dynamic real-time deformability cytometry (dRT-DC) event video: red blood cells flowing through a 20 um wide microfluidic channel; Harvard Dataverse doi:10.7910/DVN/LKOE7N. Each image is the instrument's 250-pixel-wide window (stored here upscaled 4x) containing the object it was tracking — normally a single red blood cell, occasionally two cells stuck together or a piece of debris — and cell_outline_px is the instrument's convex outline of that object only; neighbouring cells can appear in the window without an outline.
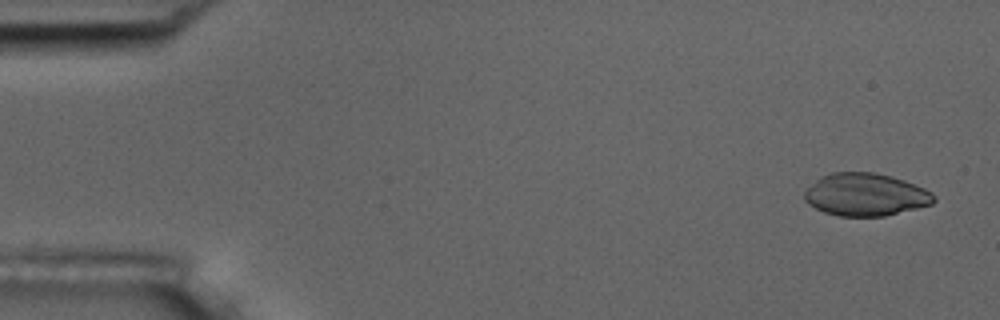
{"species": "common noctule bat (a hibernating species)", "species_latin": "Nyctalus noctula", "temperature_condition": "room temperature", "stored_images_in_passage": 55, "camera_frame_rate_fps": 3000, "um_per_image_px": 0.085, "animal": {"sex": "male", "body_mass_g": 17.5, "forearm_length_mm": 52.3}, "frame": {"image": 1, "passage_image": 3, "time_ms": 0.667, "image_size_px": [1000, 320], "cell_outline_px": [[936, 200], [932, 204], [884, 216], [840, 216], [824, 212], [808, 204], [804, 200], [804, 192], [820, 176], [832, 172], [872, 172], [892, 176], [904, 180], [924, 188], [932, 192], [936, 196]], "centroid_in_image_um": [73.57, 16.54], "position_along_channel_um": 11.4, "area_um2": 32.14}}